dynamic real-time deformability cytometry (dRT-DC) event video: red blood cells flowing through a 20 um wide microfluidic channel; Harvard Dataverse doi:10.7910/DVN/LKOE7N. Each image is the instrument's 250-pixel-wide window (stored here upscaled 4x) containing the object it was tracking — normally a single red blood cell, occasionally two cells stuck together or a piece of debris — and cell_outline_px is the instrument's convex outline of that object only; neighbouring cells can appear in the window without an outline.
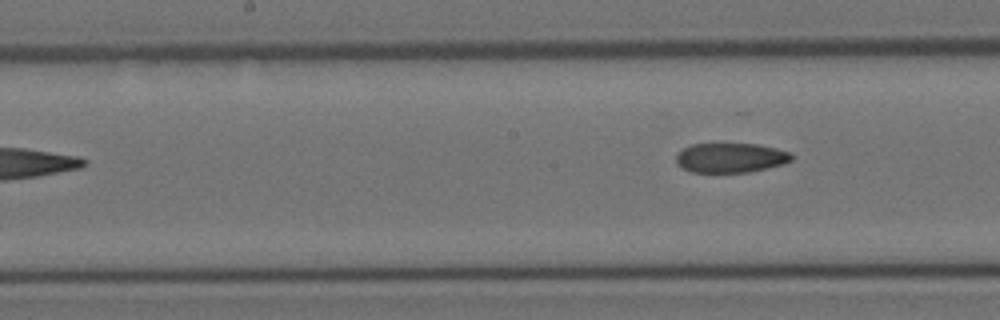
{"species": "Egyptian fruit bat (a non-hibernating species)", "species_latin": "Rousettus aegyptiacus", "temperature_condition": "room temperature", "stored_images_in_passage": 10, "segment_of_instrument_passage": [2, 2], "camera_frame_rate_fps": 3000, "um_per_image_px": 0.085, "animal": {"sex": "female"}, "frame": {"image": 1, "passage_image": 10, "time_ms": 3.0, "image_size_px": [1000, 320], "cell_outline_px": [[792, 160], [784, 164], [768, 168], [748, 172], [688, 172], [676, 164], [676, 152], [692, 144], [756, 144], [776, 148], [788, 152], [792, 156]], "centroid_in_image_um": [62.06, 13.42], "position_along_channel_um": 186.1, "area_um2": 20.0}}